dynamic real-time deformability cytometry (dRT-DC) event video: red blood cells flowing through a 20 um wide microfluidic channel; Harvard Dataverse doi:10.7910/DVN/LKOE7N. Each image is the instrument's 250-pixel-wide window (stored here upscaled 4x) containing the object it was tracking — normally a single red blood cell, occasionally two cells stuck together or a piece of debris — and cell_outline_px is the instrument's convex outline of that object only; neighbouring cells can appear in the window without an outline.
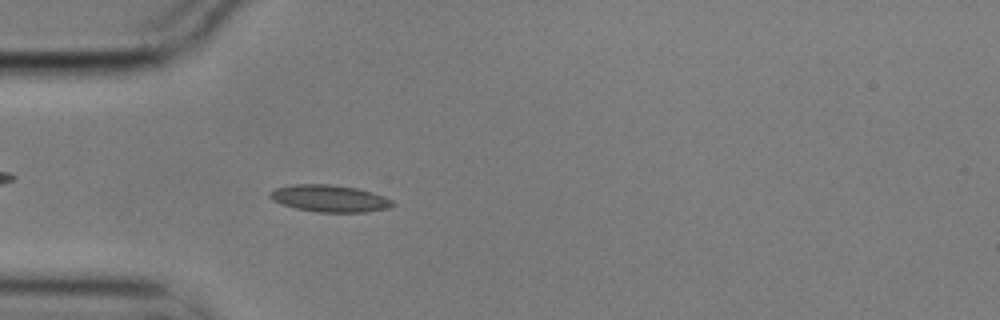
{"species": "common noctule bat (a hibernating species)", "species_latin": "Nyctalus noctula", "temperature_condition": "cold", "stored_images_in_passage": 4, "camera_frame_rate_fps": 3000, "um_per_image_px": 0.085, "animal": {"sex": "male", "body_mass_g": 17.9}, "frame": {"image": 1, "passage_image": 4, "time_ms": 1.0, "image_size_px": [1000, 320], "cell_outline_px": [[396, 204], [388, 208], [364, 212], [316, 212], [296, 208], [272, 200], [268, 196], [268, 192], [276, 188], [292, 184], [332, 184], [356, 188], [372, 192], [384, 196], [392, 200]], "centroid_in_image_um": [28.01, 16.86], "position_along_channel_um": 57.0, "area_um2": 19.31}}